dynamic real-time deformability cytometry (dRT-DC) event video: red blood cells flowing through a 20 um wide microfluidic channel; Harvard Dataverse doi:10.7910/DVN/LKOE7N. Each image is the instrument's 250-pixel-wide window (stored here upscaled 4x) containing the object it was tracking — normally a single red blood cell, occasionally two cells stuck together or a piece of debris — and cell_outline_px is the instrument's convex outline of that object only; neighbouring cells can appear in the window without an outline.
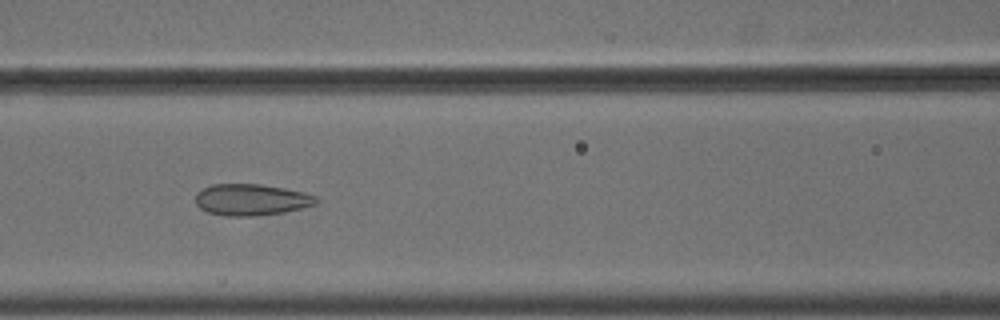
{"species": "common noctule bat (a hibernating species)", "species_latin": "Nyctalus noctula", "temperature_condition": "cold", "stored_images_in_passage": 45, "camera_frame_rate_fps": 3000, "um_per_image_px": 0.085, "animal": {"sex": "male", "body_mass_g": 18.8}, "frame": {"image": 1, "passage_image": 15, "time_ms": 4.667, "image_size_px": [1000, 320], "cell_outline_px": [[320, 200], [316, 204], [284, 212], [256, 216], [224, 216], [208, 212], [200, 208], [196, 204], [196, 192], [212, 184], [260, 184], [284, 188], [304, 192], [316, 196]], "centroid_in_image_um": [21.36, 16.97], "position_along_channel_um": 145.2, "area_um2": 22.2}}
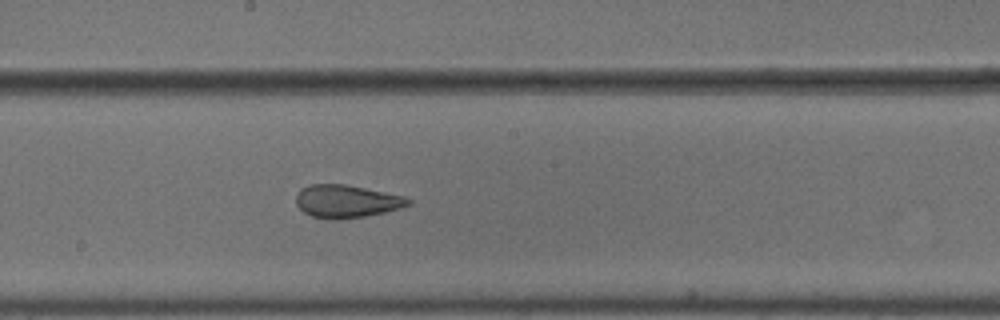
{"frame": {"image": 2, "passage_image": 21, "time_ms": 6.667, "image_size_px": [1000, 320], "cell_outline_px": [[412, 204], [400, 208], [384, 212], [364, 216], [336, 220], [332, 220], [312, 216], [304, 212], [296, 204], [296, 196], [300, 188], [308, 184], [344, 184], [404, 196], [412, 200]], "centroid_in_image_um": [29.43, 17.11], "position_along_channel_um": 218.8, "area_um2": 21.44}}
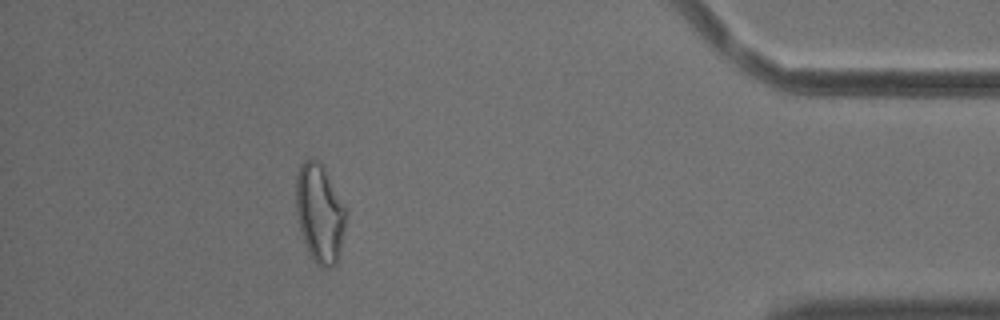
{"frame": {"image": 3, "passage_image": 40, "time_ms": 13.0, "image_size_px": [1000, 320], "cell_outline_px": [[348, 212], [340, 252], [336, 264], [332, 268], [320, 268], [312, 260], [308, 252], [300, 228], [296, 212], [296, 176], [300, 164], [304, 160], [316, 160], [320, 164], [348, 208]], "centroid_in_image_um": [27.2, 18.18], "position_along_channel_um": 408.0, "area_um2": 28.9}, "authors_computed_cell_mechanics": {"area_um2": 23.6402, "velocity_mm_per_s": 3.6763, "shape_relaxation_time_tau1_ms": null, "shape_relaxation_time_tau2_ms": 1.4075, "deformation_change_tau1": null, "deformation_change_tau2": 0.0805}}